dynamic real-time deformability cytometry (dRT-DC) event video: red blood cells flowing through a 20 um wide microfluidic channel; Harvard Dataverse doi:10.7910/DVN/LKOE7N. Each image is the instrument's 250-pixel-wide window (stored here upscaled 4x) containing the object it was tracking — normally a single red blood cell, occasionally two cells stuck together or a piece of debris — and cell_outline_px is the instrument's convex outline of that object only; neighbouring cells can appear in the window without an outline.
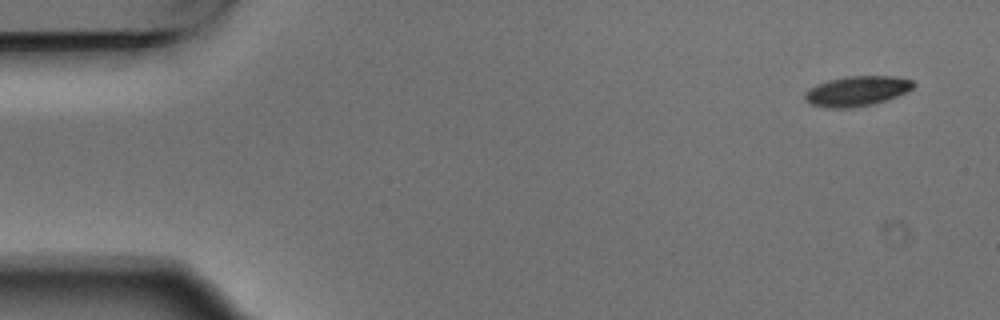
{"species": "Egyptian fruit bat (a non-hibernating species)", "species_latin": "Rousettus aegyptiacus", "temperature_condition": "warm", "stored_images_in_passage": 4, "camera_frame_rate_fps": 3000, "um_per_image_px": 0.085, "animal": {"sex": "male"}, "frame": {"image": 1, "passage_image": 1, "time_ms": 0.0, "image_size_px": [1000, 320], "cell_outline_px": [[916, 84], [912, 88], [888, 100], [872, 104], [852, 108], [828, 108], [812, 104], [804, 100], [804, 92], [808, 88], [816, 84], [828, 80], [848, 76], [892, 76], [912, 80]], "centroid_in_image_um": [72.79, 7.74], "position_along_channel_um": 12.2, "area_um2": 19.02}}